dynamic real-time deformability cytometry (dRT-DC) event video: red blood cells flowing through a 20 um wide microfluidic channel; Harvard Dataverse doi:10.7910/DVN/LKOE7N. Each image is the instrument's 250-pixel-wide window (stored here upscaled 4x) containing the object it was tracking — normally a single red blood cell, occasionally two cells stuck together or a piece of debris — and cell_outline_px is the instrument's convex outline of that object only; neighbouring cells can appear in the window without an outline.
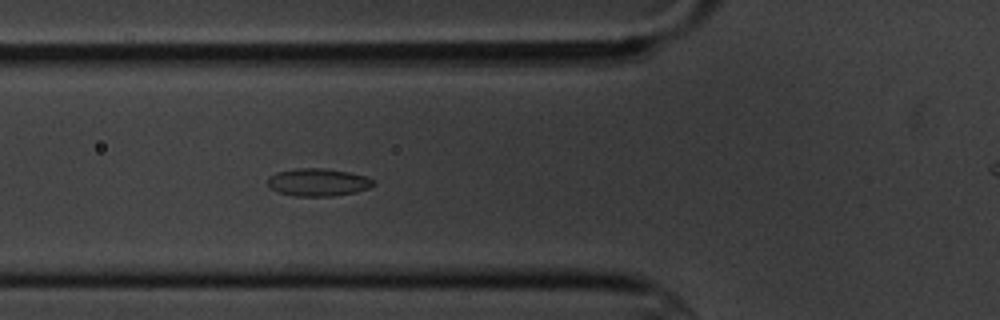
{"species": "common noctule bat (a hibernating species)", "species_latin": "Nyctalus noctula", "temperature_condition": "cold", "stored_images_in_passage": 2, "camera_frame_rate_fps": 3000, "um_per_image_px": 0.085, "animal": {"sex": "male", "body_mass_g": 20.1, "forearm_length_mm": 53.5}, "frame": {"image": 1, "passage_image": 2, "time_ms": 1.0, "image_size_px": [1000, 320], "cell_outline_px": [[376, 184], [368, 188], [356, 192], [332, 196], [296, 196], [280, 192], [272, 188], [268, 184], [268, 176], [276, 172], [296, 168], [324, 168], [348, 172], [364, 176], [376, 180]], "centroid_in_image_um": [27.05, 15.48], "position_along_channel_um": 98.7, "area_um2": 16.99}}